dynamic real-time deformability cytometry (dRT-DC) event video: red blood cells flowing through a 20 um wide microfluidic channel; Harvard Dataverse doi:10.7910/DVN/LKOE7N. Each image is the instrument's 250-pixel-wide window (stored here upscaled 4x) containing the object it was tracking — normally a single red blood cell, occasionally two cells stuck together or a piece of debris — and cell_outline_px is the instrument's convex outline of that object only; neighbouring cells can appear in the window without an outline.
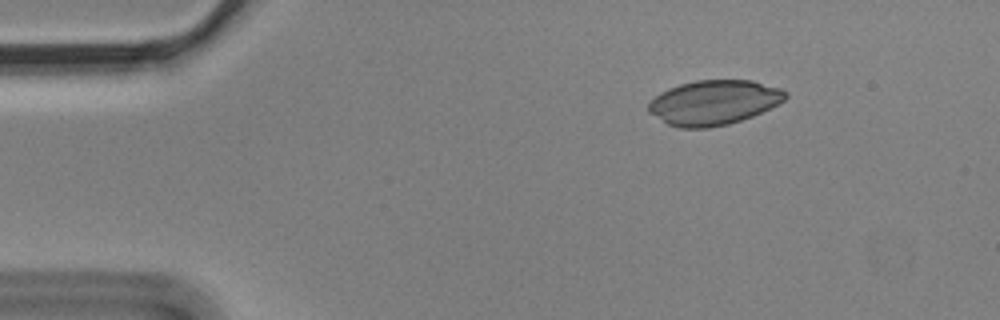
{"species": "Egyptian fruit bat (a non-hibernating species)", "species_latin": "Rousettus aegyptiacus", "temperature_condition": "cold", "stored_images_in_passage": 3, "camera_frame_rate_fps": 3000, "um_per_image_px": 0.085, "animal": {"sex": "male"}, "frame": {"image": 1, "passage_image": 1, "time_ms": 0.0, "image_size_px": [1000, 320], "cell_outline_px": [[788, 96], [784, 100], [752, 116], [728, 124], [708, 128], [680, 128], [668, 124], [648, 112], [648, 104], [660, 92], [668, 88], [680, 84], [696, 80], [752, 80], [780, 88], [788, 92]], "centroid_in_image_um": [60.66, 8.71], "position_along_channel_um": 24.3, "area_um2": 35.49}}